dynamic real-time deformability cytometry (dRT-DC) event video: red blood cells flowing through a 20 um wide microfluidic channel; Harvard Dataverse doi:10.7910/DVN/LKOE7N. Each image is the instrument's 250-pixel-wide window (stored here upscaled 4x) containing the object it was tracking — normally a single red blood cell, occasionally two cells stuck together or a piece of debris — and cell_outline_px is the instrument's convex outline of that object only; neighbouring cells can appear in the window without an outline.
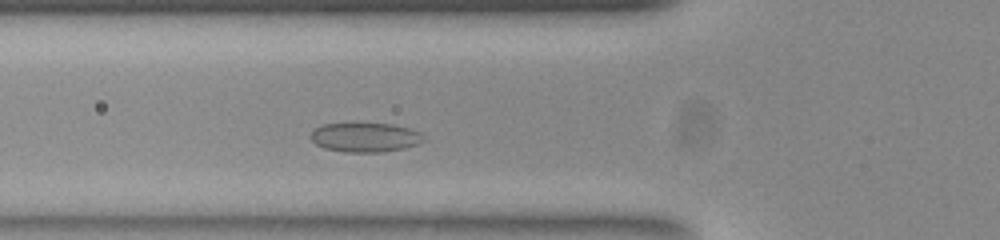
{"species": "common noctule bat (a hibernating species)", "species_latin": "Nyctalus noctula", "temperature_condition": "room temperature", "stored_images_in_passage": 46, "camera_frame_rate_fps": 3000, "um_per_image_px": 0.085, "animal": {"sex": "female", "body_mass_g": 23.0, "forearm_length_mm": 53.4}, "frame": {"image": 1, "passage_image": 11, "time_ms": 3.333, "image_size_px": [1000, 240], "cell_outline_px": [[424, 140], [416, 144], [404, 148], [380, 152], [344, 152], [324, 148], [316, 144], [312, 140], [312, 132], [316, 128], [324, 124], [392, 124], [408, 128], [420, 132]], "centroid_in_image_um": [31.03, 11.68], "position_along_channel_um": 94.8, "area_um2": 18.9}}
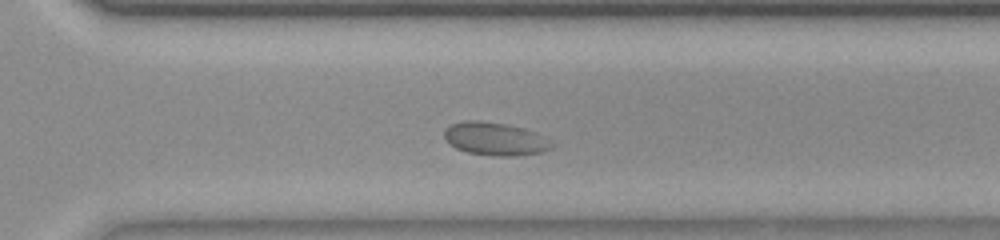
{"frame": {"image": 2, "passage_image": 30, "time_ms": 9.667, "image_size_px": [1000, 240], "cell_outline_px": [[552, 144], [548, 148], [540, 152], [516, 156], [492, 156], [468, 152], [456, 148], [444, 136], [444, 132], [452, 124], [468, 120], [476, 120], [504, 124], [520, 128], [532, 132]], "centroid_in_image_um": [42.01, 11.82], "position_along_channel_um": 328.6, "area_um2": 19.77}}
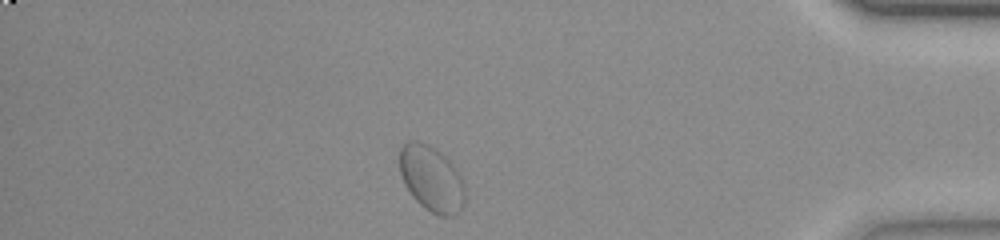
{"frame": {"image": 3, "passage_image": 39, "time_ms": 12.667, "image_size_px": [1000, 240], "cell_outline_px": [[464, 204], [460, 212], [452, 216], [440, 216], [432, 212], [420, 204], [412, 196], [404, 184], [400, 172], [400, 148], [408, 140], [416, 140], [428, 144], [440, 152], [448, 160], [460, 176], [464, 184]], "centroid_in_image_um": [36.67, 15.19], "position_along_channel_um": 398.5, "area_um2": 24.85}}